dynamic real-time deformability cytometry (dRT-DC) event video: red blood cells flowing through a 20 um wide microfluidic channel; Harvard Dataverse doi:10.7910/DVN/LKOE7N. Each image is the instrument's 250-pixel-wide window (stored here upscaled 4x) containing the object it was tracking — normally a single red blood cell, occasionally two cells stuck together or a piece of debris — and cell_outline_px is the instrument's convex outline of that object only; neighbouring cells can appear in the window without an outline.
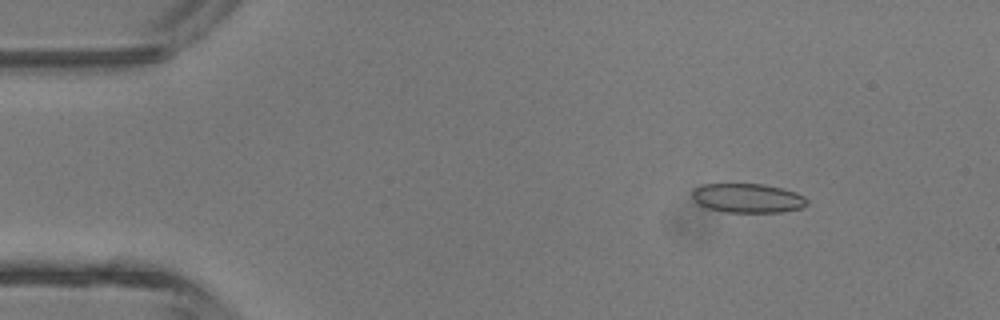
{"species": "common noctule bat (a hibernating species)", "species_latin": "Nyctalus noctula", "temperature_condition": "room temperature", "stored_images_in_passage": 2, "camera_frame_rate_fps": 3000, "um_per_image_px": 0.085, "animal": {"sex": "male", "body_mass_g": 13.3}, "frame": {"image": 1, "passage_image": 1, "time_ms": 0.0, "image_size_px": [1000, 320], "cell_outline_px": [[808, 204], [800, 208], [780, 212], [724, 212], [708, 208], [700, 204], [692, 196], [692, 192], [696, 188], [704, 184], [764, 184], [784, 188], [796, 192], [804, 196], [808, 200]], "centroid_in_image_um": [63.6, 16.83], "position_along_channel_um": 21.4, "area_um2": 19.48}}